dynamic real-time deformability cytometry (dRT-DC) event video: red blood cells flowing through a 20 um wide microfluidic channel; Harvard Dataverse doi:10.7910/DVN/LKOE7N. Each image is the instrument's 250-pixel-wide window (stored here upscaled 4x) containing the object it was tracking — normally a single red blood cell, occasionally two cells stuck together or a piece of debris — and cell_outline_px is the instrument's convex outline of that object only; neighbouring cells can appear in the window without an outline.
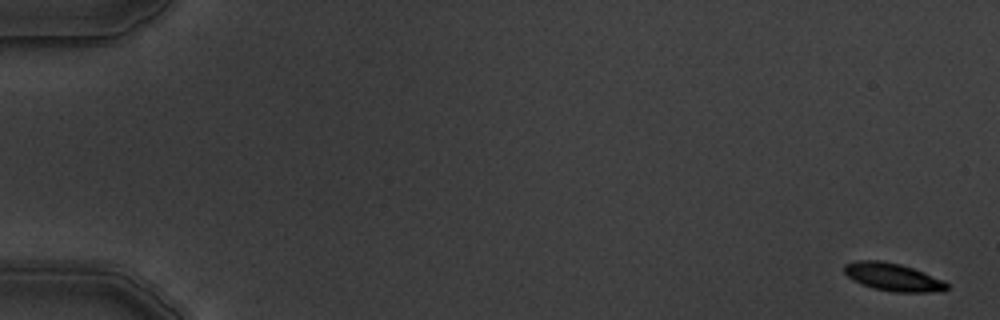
{"species": "common noctule bat (a hibernating species)", "species_latin": "Nyctalus noctula", "temperature_condition": "warm", "stored_images_in_passage": 6, "camera_frame_rate_fps": 3000, "um_per_image_px": 0.085, "animal": {"sex": "male", "body_mass_g": 19.5, "forearm_length_mm": 54.6}, "frame": {"image": 1, "passage_image": 1, "time_ms": 0.0, "image_size_px": [1000, 320], "cell_outline_px": [[948, 288], [944, 292], [896, 292], [872, 288], [860, 284], [852, 280], [844, 272], [844, 264], [856, 260], [880, 260], [900, 264], [924, 272], [944, 280], [948, 284]], "centroid_in_image_um": [75.9, 23.55], "position_along_channel_um": 9.1, "area_um2": 16.82}}
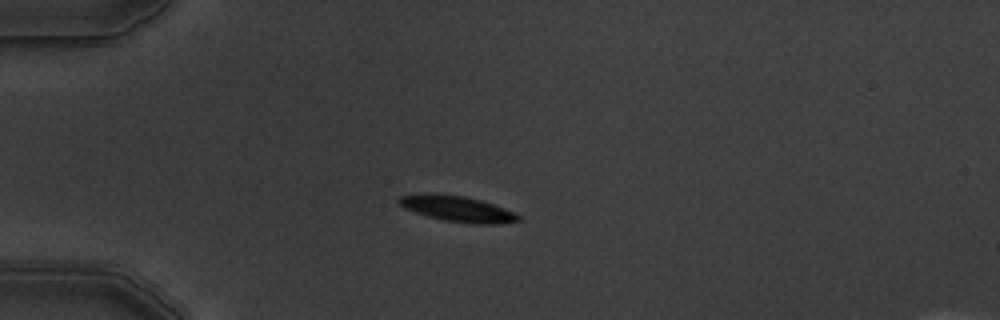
{"frame": {"image": 2, "passage_image": 5, "time_ms": 4.667, "image_size_px": [1000, 320], "cell_outline_px": [[520, 220], [496, 224], [476, 224], [444, 220], [428, 216], [404, 208], [396, 200], [400, 196], [436, 192], [464, 196], [480, 200], [504, 208], [520, 216]], "centroid_in_image_um": [38.84, 17.73], "position_along_channel_um": 46.2, "area_um2": 17.74}}